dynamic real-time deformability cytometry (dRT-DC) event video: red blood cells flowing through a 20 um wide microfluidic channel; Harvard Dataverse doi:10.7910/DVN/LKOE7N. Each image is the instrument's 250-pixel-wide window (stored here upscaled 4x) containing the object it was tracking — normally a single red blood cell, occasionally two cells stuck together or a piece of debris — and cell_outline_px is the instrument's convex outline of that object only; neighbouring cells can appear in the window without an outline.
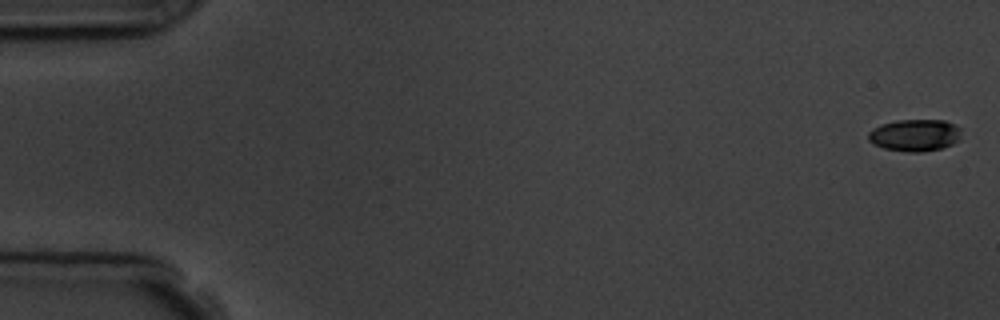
{"species": "common noctule bat (a hibernating species)", "species_latin": "Nyctalus noctula", "temperature_condition": "room temperature", "stored_images_in_passage": 5, "camera_frame_rate_fps": 3000, "um_per_image_px": 0.085, "animal": {"sex": "male", "body_mass_g": 19.5, "forearm_length_mm": 54.6}, "frame": {"image": 1, "passage_image": 1, "time_ms": 0.0, "image_size_px": [1000, 320], "cell_outline_px": [[960, 140], [952, 144], [940, 148], [920, 152], [908, 152], [884, 148], [872, 144], [868, 140], [868, 132], [872, 128], [896, 120], [944, 120], [956, 124], [960, 128]], "centroid_in_image_um": [77.76, 11.49], "position_along_channel_um": 7.2, "area_um2": 17.4}}
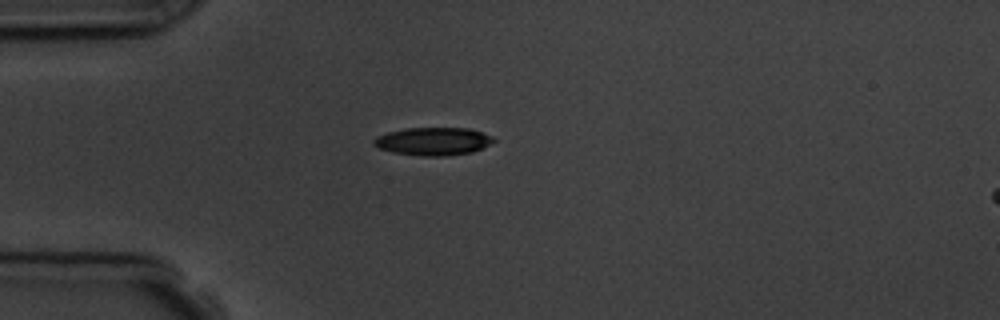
{"frame": {"image": 2, "passage_image": 5, "time_ms": 4.667, "image_size_px": [1000, 320], "cell_outline_px": [[496, 140], [472, 152], [444, 156], [424, 156], [392, 152], [376, 148], [372, 144], [372, 140], [376, 136], [388, 132], [408, 128], [468, 128], [492, 136]], "centroid_in_image_um": [36.75, 12.01], "position_along_channel_um": 48.2, "area_um2": 19.42}}